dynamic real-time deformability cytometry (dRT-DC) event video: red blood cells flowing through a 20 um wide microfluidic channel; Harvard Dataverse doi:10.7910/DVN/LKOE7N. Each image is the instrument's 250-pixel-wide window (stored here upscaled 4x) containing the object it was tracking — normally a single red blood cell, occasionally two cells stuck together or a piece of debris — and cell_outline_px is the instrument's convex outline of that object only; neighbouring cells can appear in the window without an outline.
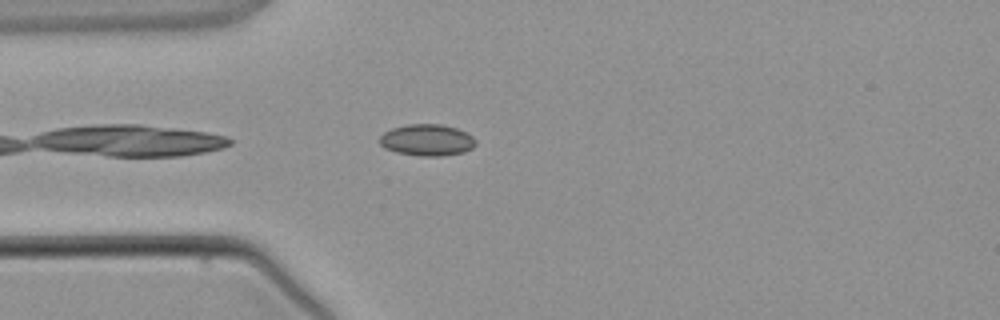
{"species": "common noctule bat (a hibernating species)", "species_latin": "Nyctalus noctula", "temperature_condition": "warm", "stored_images_in_passage": 3, "camera_frame_rate_fps": 3000, "um_per_image_px": 0.085, "animal": {"sex": "male", "body_mass_g": 21.5, "forearm_length_mm": 52.0}, "frame": {"image": 1, "passage_image": 3, "time_ms": 3.333, "image_size_px": [1000, 320], "cell_outline_px": [[476, 144], [472, 148], [464, 152], [444, 156], [420, 156], [396, 152], [384, 148], [380, 144], [380, 136], [384, 132], [392, 128], [408, 124], [440, 124], [456, 128], [472, 136], [476, 140]], "centroid_in_image_um": [36.29, 11.91], "position_along_channel_um": 48.7, "area_um2": 17.69}}